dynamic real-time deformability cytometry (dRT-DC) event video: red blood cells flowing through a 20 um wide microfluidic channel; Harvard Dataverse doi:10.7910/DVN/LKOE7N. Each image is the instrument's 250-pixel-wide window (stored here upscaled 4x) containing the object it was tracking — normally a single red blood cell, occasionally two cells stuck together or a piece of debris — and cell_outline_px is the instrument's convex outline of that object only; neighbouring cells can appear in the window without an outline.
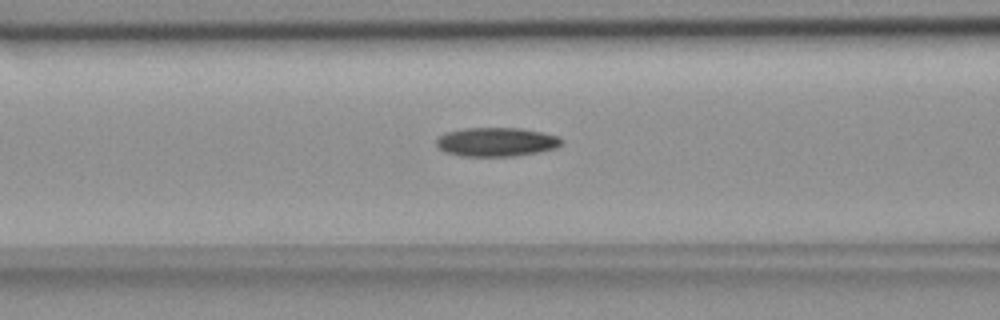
{"species": "common noctule bat (a hibernating species)", "species_latin": "Nyctalus noctula", "temperature_condition": "room temperature", "stored_images_in_passage": 39, "camera_frame_rate_fps": 3000, "um_per_image_px": 0.085, "animal": {"sex": "female", "body_mass_g": 18.4}, "frame": {"image": 1, "passage_image": 13, "time_ms": 4.0, "image_size_px": [1000, 320], "cell_outline_px": [[564, 140], [556, 148], [536, 152], [512, 156], [460, 156], [444, 152], [436, 144], [436, 140], [444, 132], [464, 128], [520, 128], [560, 136]], "centroid_in_image_um": [42.17, 12.06], "position_along_channel_um": 124.4, "area_um2": 21.1}}
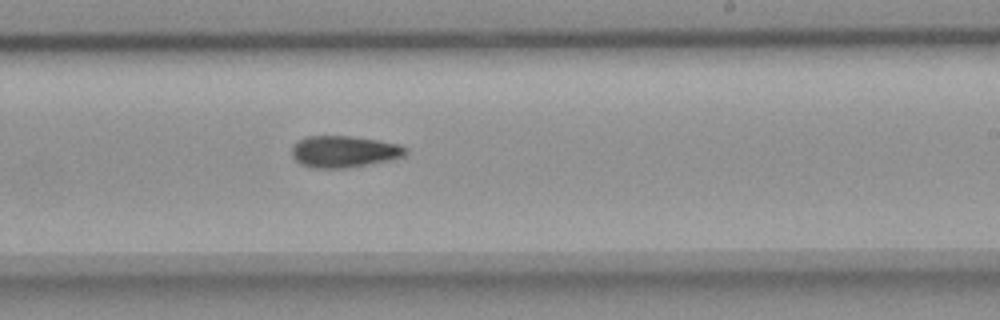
{"frame": {"image": 2, "passage_image": 24, "time_ms": 7.667, "image_size_px": [1000, 320], "cell_outline_px": [[408, 152], [404, 156], [388, 160], [368, 164], [344, 168], [312, 168], [300, 164], [292, 156], [292, 148], [296, 140], [308, 136], [352, 136], [400, 144], [408, 148]], "centroid_in_image_um": [29.23, 12.88], "position_along_channel_um": 259.8, "area_um2": 21.04}}
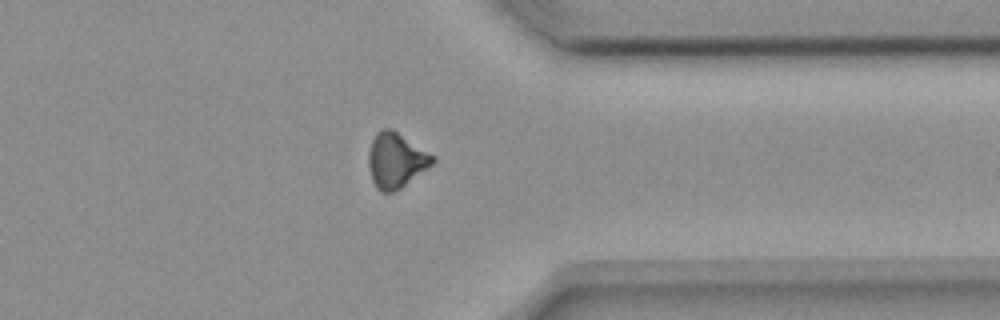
{"frame": {"image": 3, "passage_image": 34, "time_ms": 11.0, "image_size_px": [1000, 320], "cell_outline_px": [[436, 160], [432, 164], [400, 188], [392, 192], [380, 192], [376, 188], [372, 180], [368, 164], [368, 152], [372, 140], [376, 132], [384, 128], [392, 128], [436, 156]], "centroid_in_image_um": [33.64, 13.6], "position_along_channel_um": 377.8, "area_um2": 20.58}}